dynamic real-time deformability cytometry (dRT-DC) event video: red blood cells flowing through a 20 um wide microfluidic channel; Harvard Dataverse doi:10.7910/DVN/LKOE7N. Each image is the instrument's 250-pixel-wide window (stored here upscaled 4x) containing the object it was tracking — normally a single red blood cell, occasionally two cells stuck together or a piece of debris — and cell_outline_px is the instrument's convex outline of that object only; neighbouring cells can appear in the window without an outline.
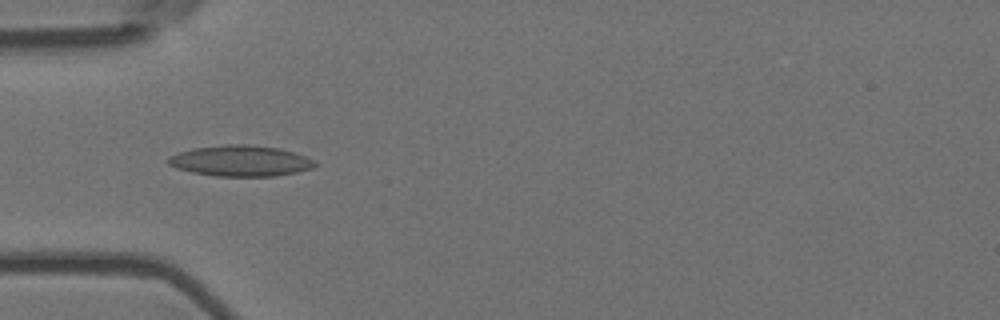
{"species": "Egyptian fruit bat (a non-hibernating species)", "species_latin": "Rousettus aegyptiacus", "temperature_condition": "room temperature", "stored_images_in_passage": 42, "camera_frame_rate_fps": 3000, "um_per_image_px": 0.085, "animal": {"sex": "female"}, "frame": {"image": 1, "passage_image": 8, "time_ms": 2.333, "image_size_px": [1000, 320], "cell_outline_px": [[316, 164], [312, 168], [296, 172], [276, 176], [216, 176], [192, 172], [176, 168], [168, 164], [168, 156], [176, 152], [192, 148], [224, 144], [248, 144], [276, 148], [292, 152], [316, 160]], "centroid_in_image_um": [20.4, 13.67], "position_along_channel_um": 64.6, "area_um2": 26.41}}
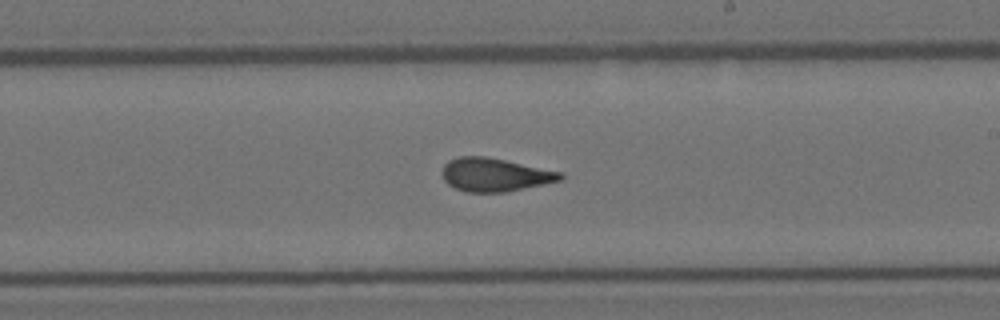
{"frame": {"image": 2, "passage_image": 23, "time_ms": 7.333, "image_size_px": [1000, 320], "cell_outline_px": [[564, 176], [560, 180], [544, 184], [504, 192], [464, 192], [448, 184], [444, 180], [440, 172], [444, 164], [448, 160], [460, 156], [484, 156], [564, 172]], "centroid_in_image_um": [42.03, 14.85], "position_along_channel_um": 247.0, "area_um2": 23.0}}
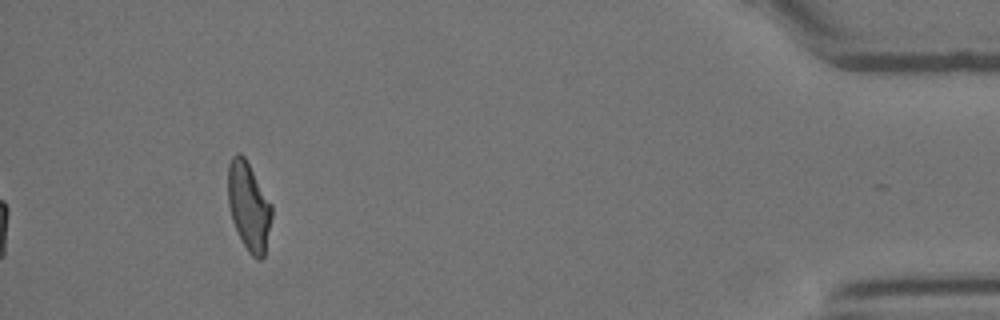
{"frame": {"image": 3, "passage_image": 42, "time_ms": 13.667, "image_size_px": [1000, 320], "cell_outline_px": [[272, 216], [264, 256], [260, 260], [256, 260], [248, 252], [232, 220], [228, 204], [228, 164], [232, 156], [236, 152], [240, 152], [244, 156], [272, 204]], "centroid_in_image_um": [21.14, 17.52], "position_along_channel_um": 414.1, "area_um2": 22.48}, "authors_computed_cell_mechanics": {"area_um2": 23.1778, "velocity_mm_per_s": 3.6575, "shape_relaxation_time_tau1_ms": 10.1354, "shape_relaxation_time_tau2_ms": 1.6836, "deformation_change_tau1": 0.2363, "deformation_change_tau2": 0.0847}}